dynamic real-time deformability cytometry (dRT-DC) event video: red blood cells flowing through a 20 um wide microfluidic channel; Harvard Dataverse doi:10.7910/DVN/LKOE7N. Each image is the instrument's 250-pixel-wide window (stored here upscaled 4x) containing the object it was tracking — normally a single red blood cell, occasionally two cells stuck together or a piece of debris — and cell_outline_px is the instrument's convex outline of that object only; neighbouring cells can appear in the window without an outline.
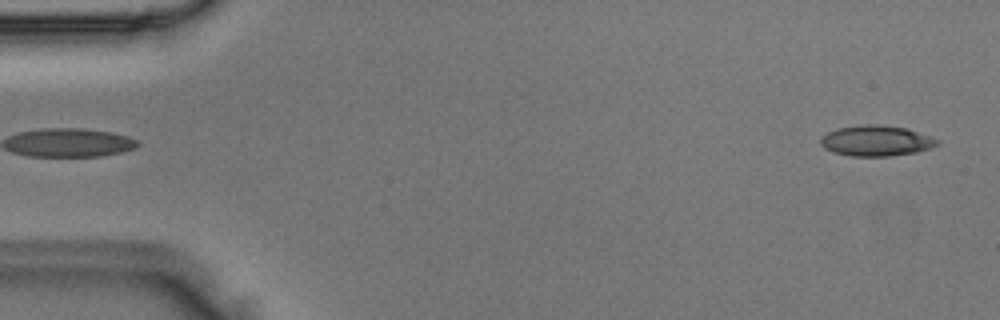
{"species": "Egyptian fruit bat (a non-hibernating species)", "species_latin": "Rousettus aegyptiacus", "temperature_condition": "room temperature", "stored_images_in_passage": 5, "segment_of_instrument_passage": [2, 2], "camera_frame_rate_fps": 3000, "um_per_image_px": 0.085, "animal": {"sex": "male"}, "frame": {"image": 1, "passage_image": 5, "time_ms": 1.333, "image_size_px": [1000, 320], "cell_outline_px": [[940, 144], [916, 152], [888, 156], [852, 156], [832, 152], [824, 148], [820, 144], [820, 140], [828, 132], [836, 128], [864, 124], [876, 124], [908, 128], [940, 140]], "centroid_in_image_um": [74.47, 11.96], "position_along_channel_um": 10.5, "area_um2": 20.81}}